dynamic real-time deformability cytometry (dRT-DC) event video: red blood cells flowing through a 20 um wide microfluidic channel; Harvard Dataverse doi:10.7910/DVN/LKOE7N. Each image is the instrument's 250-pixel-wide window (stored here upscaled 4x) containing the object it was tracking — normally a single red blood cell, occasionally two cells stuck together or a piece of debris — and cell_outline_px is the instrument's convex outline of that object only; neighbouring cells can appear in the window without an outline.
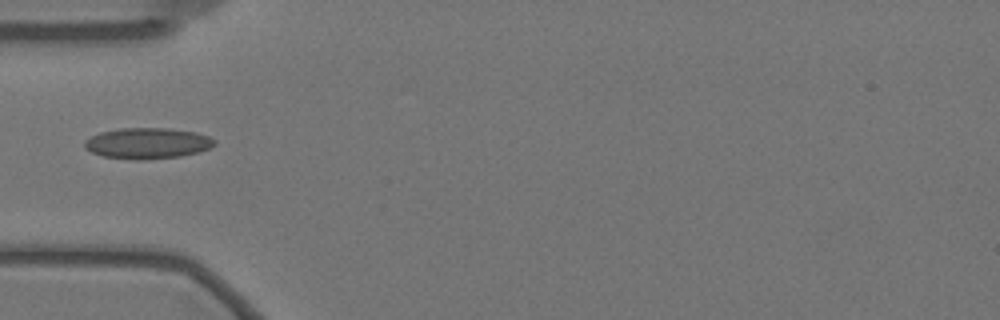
{"species": "Egyptian fruit bat (a non-hibernating species)", "species_latin": "Rousettus aegyptiacus", "temperature_condition": "warm", "stored_images_in_passage": 40, "camera_frame_rate_fps": 3000, "um_per_image_px": 0.085, "animal": {"sex": "female"}, "frame": {"image": 1, "passage_image": 1, "time_ms": 0.0, "image_size_px": [1000, 320], "cell_outline_px": [[216, 144], [200, 152], [180, 156], [140, 160], [136, 160], [104, 156], [92, 152], [84, 148], [84, 140], [100, 132], [120, 128], [168, 128], [196, 132], [208, 136], [216, 140]], "centroid_in_image_um": [12.54, 12.17], "position_along_channel_um": 72.5, "area_um2": 23.41}}
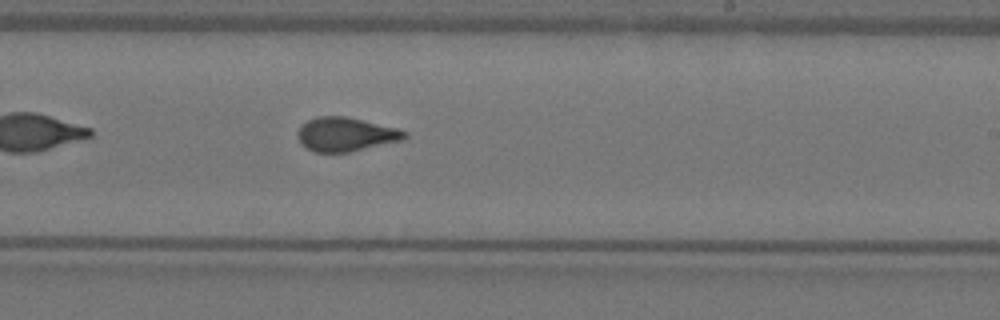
{"frame": {"image": 2, "passage_image": 17, "time_ms": 5.333, "image_size_px": [1000, 320], "cell_outline_px": [[408, 136], [404, 140], [348, 152], [316, 152], [300, 144], [296, 136], [296, 132], [300, 124], [316, 116], [344, 116], [400, 128], [408, 132]], "centroid_in_image_um": [29.38, 11.41], "position_along_channel_um": 259.6, "area_um2": 21.44}}
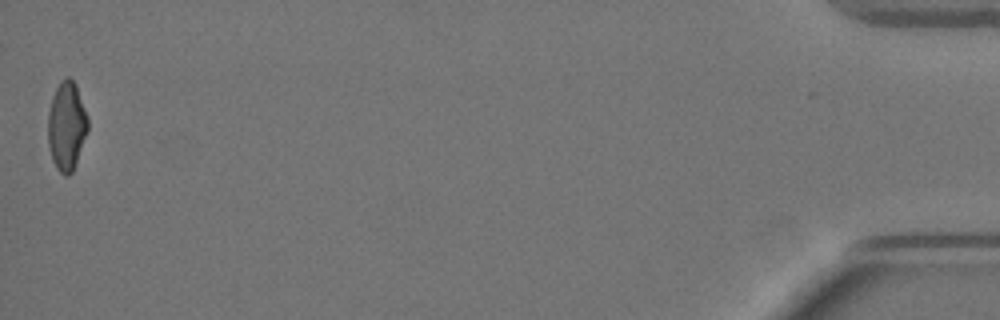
{"frame": {"image": 3, "passage_image": 40, "time_ms": 13.0, "image_size_px": [1000, 320], "cell_outline_px": [[88, 128], [72, 172], [68, 176], [64, 176], [56, 168], [52, 160], [48, 144], [48, 112], [52, 96], [60, 80], [68, 76], [76, 84], [88, 120]], "centroid_in_image_um": [5.63, 10.7], "position_along_channel_um": 429.6, "area_um2": 20.46}}